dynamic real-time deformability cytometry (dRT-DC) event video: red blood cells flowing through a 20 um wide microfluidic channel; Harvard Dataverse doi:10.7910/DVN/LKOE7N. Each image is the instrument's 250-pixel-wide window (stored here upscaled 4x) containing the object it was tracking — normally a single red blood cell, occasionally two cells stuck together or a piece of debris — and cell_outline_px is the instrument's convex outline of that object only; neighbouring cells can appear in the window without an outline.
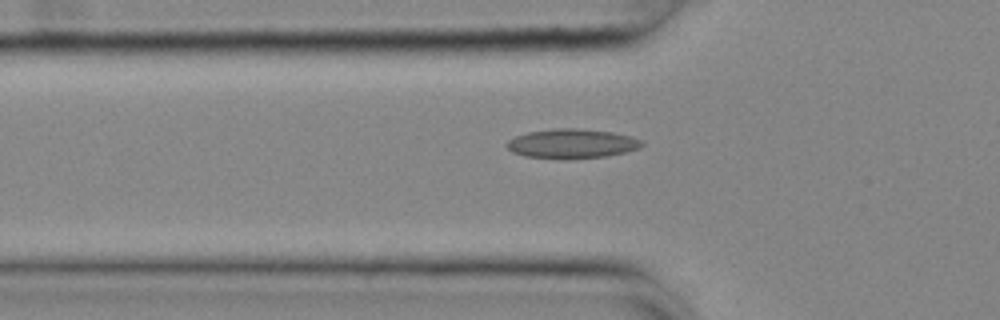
{"species": "common noctule bat (a hibernating species)", "species_latin": "Nyctalus noctula", "temperature_condition": "cold", "stored_images_in_passage": 32, "camera_frame_rate_fps": 3000, "um_per_image_px": 0.085, "animal": {"sex": "female", "body_mass_g": 25.1}, "frame": {"image": 1, "passage_image": 2, "time_ms": 0.333, "image_size_px": [1000, 320], "cell_outline_px": [[644, 144], [640, 148], [628, 152], [608, 156], [568, 160], [560, 160], [524, 156], [512, 152], [504, 144], [508, 140], [516, 136], [528, 132], [552, 128], [576, 128], [612, 132], [632, 136], [640, 140]], "centroid_in_image_um": [48.61, 12.23], "position_along_channel_um": 77.2, "area_um2": 23.7}}
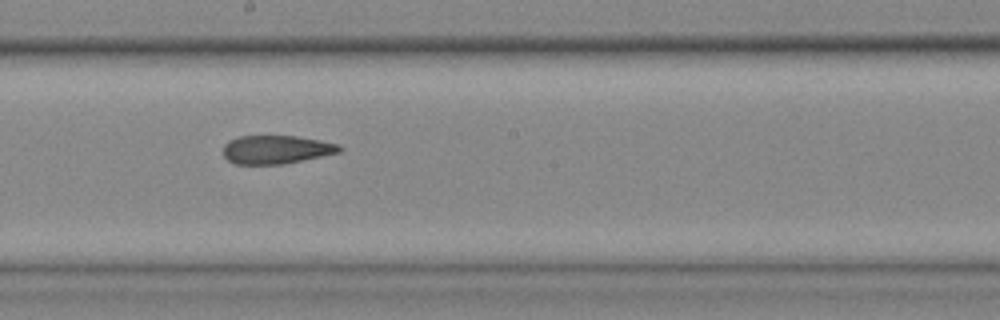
{"frame": {"image": 2, "passage_image": 14, "time_ms": 4.333, "image_size_px": [1000, 320], "cell_outline_px": [[344, 148], [340, 152], [284, 164], [236, 164], [228, 160], [224, 156], [224, 144], [228, 140], [240, 136], [296, 136], [320, 140], [336, 144]], "centroid_in_image_um": [23.47, 12.71], "position_along_channel_um": 224.7, "area_um2": 19.19}}
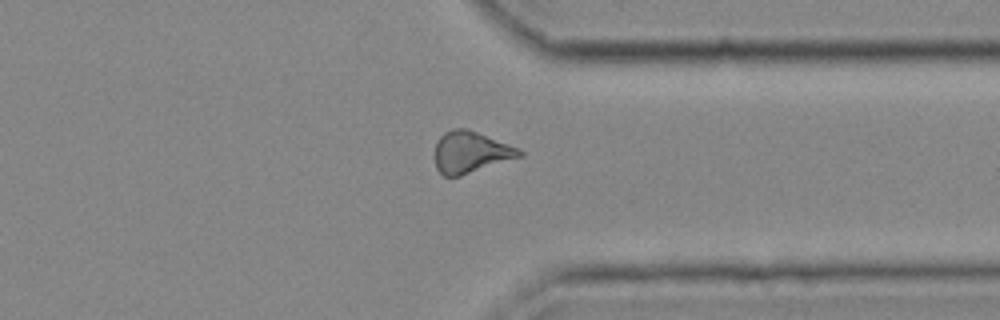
{"frame": {"image": 3, "passage_image": 26, "time_ms": 8.333, "image_size_px": [1000, 320], "cell_outline_px": [[524, 156], [460, 176], [444, 176], [436, 168], [436, 144], [440, 136], [444, 132], [452, 128], [468, 128], [520, 148], [524, 152]], "centroid_in_image_um": [40.05, 12.92], "position_along_channel_um": 371.3, "area_um2": 20.63}, "authors_computed_cell_mechanics": {"area_um2": 20.3167, "velocity_mm_per_s": 3.6874, "shape_relaxation_time_tau1_ms": null, "shape_relaxation_time_tau2_ms": 3.4739, "deformation_change_tau1": null, "deformation_change_tau2": 0.1176}}